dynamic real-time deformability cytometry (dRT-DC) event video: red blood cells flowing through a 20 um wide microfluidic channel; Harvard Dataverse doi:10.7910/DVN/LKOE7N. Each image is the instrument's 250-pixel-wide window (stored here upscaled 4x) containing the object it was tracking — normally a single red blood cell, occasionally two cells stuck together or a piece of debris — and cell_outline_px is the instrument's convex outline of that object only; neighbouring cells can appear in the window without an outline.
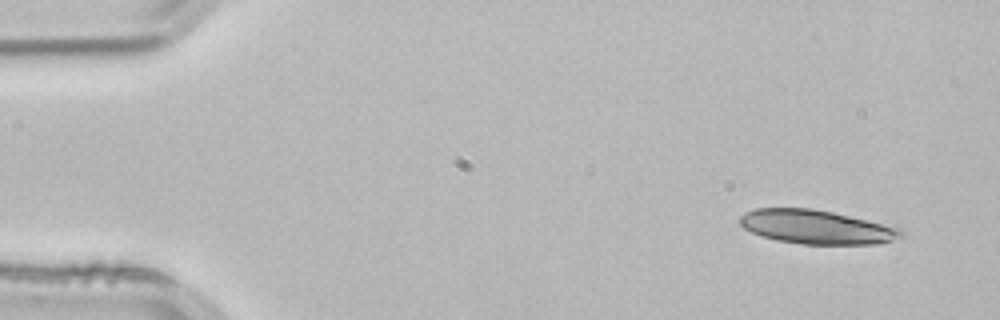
{"species": "common noctule bat (a hibernating species)", "species_latin": "Nyctalus noctula", "temperature_condition": "room temperature", "stored_images_in_passage": 3, "camera_frame_rate_fps": 3000, "um_per_image_px": 0.085, "animal": {"sex": "male", "body_mass_g": 21.5, "forearm_length_mm": 52.0}, "frame": {"image": 1, "passage_image": 1, "time_ms": 0.0, "image_size_px": [1000, 320], "cell_outline_px": [[904, 236], [892, 240], [876, 244], [804, 244], [776, 240], [760, 236], [744, 228], [740, 224], [740, 216], [756, 208], [812, 208], [896, 224], [904, 232]], "centroid_in_image_um": [69.5, 19.28], "position_along_channel_um": 15.5, "area_um2": 32.43}}